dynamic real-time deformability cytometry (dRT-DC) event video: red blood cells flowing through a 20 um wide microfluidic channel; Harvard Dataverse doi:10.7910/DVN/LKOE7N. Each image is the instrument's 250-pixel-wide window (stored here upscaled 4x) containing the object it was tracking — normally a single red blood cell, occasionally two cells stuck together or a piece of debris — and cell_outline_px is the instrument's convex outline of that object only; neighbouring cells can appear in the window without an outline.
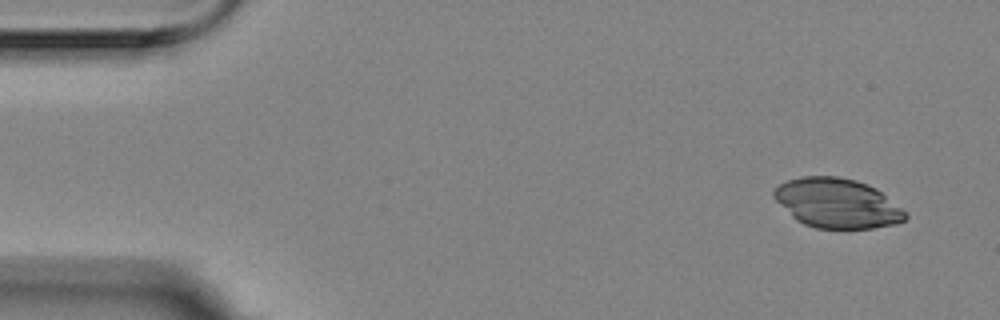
{"species": "Egyptian fruit bat (a non-hibernating species)", "species_latin": "Rousettus aegyptiacus", "temperature_condition": "room temperature", "stored_images_in_passage": 5, "camera_frame_rate_fps": 3000, "um_per_image_px": 0.085, "animal": {"sex": "female"}, "frame": {"image": 1, "passage_image": 2, "time_ms": 0.333, "image_size_px": [1000, 320], "cell_outline_px": [[908, 216], [904, 220], [896, 224], [872, 228], [816, 228], [804, 224], [796, 220], [772, 196], [772, 192], [780, 184], [788, 180], [800, 176], [840, 176], [856, 180], [876, 188], [908, 212]], "centroid_in_image_um": [71.18, 17.27], "position_along_channel_um": 13.8, "area_um2": 37.97}}